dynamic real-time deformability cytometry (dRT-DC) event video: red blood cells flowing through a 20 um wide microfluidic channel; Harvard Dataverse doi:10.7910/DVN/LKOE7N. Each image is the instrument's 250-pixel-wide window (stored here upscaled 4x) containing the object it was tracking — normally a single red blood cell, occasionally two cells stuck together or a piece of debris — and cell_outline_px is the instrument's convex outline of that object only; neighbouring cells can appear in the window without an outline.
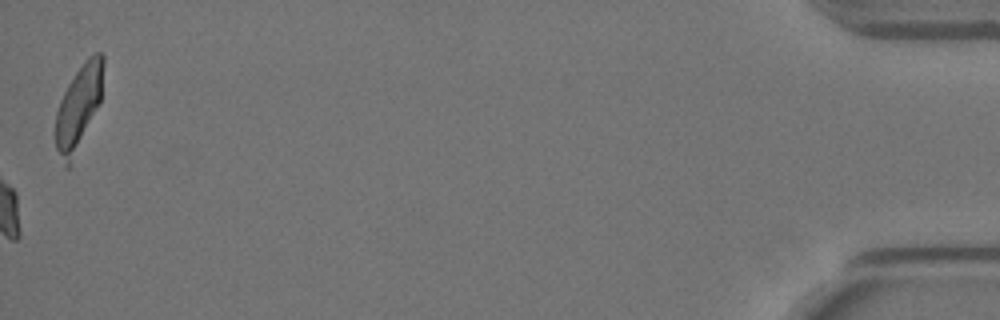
{"species": "Egyptian fruit bat (a non-hibernating species)", "species_latin": "Rousettus aegyptiacus", "temperature_condition": "warm", "stored_images_in_passage": 58, "camera_frame_rate_fps": 3000, "um_per_image_px": 0.085, "animal": {"sex": "female"}, "frame": {"image": 1, "passage_image": 58, "time_ms": 19.0, "image_size_px": [1000, 320], "cell_outline_px": [[104, 64], [100, 100], [68, 168], [64, 168], [56, 148], [56, 112], [60, 100], [68, 84], [84, 60], [88, 56], [96, 52], [100, 52], [104, 56]], "centroid_in_image_um": [6.67, 9.05], "position_along_channel_um": 428.5, "area_um2": 22.77}, "authors_computed_cell_mechanics": {"area_um2": 22.5998, "velocity_mm_per_s": 3.5235, "shape_relaxation_time_tau1_ms": 3.445, "shape_relaxation_time_tau2_ms": 1.7825, "deformation_change_tau1": 0.168, "deformation_change_tau2": 0.0929}}